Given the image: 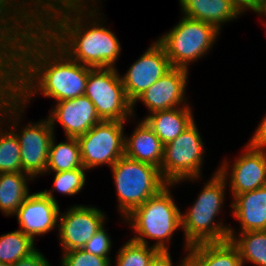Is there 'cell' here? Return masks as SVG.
Segmentation results:
<instances>
[{"label": "cell", "mask_w": 266, "mask_h": 266, "mask_svg": "<svg viewBox=\"0 0 266 266\" xmlns=\"http://www.w3.org/2000/svg\"><path fill=\"white\" fill-rule=\"evenodd\" d=\"M185 17L215 26L219 31L223 23L239 17V10L231 0H179Z\"/></svg>", "instance_id": "obj_18"}, {"label": "cell", "mask_w": 266, "mask_h": 266, "mask_svg": "<svg viewBox=\"0 0 266 266\" xmlns=\"http://www.w3.org/2000/svg\"><path fill=\"white\" fill-rule=\"evenodd\" d=\"M159 252L152 245L128 240L119 249L116 256V266H149L152 258Z\"/></svg>", "instance_id": "obj_26"}, {"label": "cell", "mask_w": 266, "mask_h": 266, "mask_svg": "<svg viewBox=\"0 0 266 266\" xmlns=\"http://www.w3.org/2000/svg\"><path fill=\"white\" fill-rule=\"evenodd\" d=\"M255 13L259 16L266 17V0H261L260 5Z\"/></svg>", "instance_id": "obj_35"}, {"label": "cell", "mask_w": 266, "mask_h": 266, "mask_svg": "<svg viewBox=\"0 0 266 266\" xmlns=\"http://www.w3.org/2000/svg\"><path fill=\"white\" fill-rule=\"evenodd\" d=\"M0 5L20 9L72 60L91 68L116 67L121 44L98 19L103 14L97 1L0 0Z\"/></svg>", "instance_id": "obj_2"}, {"label": "cell", "mask_w": 266, "mask_h": 266, "mask_svg": "<svg viewBox=\"0 0 266 266\" xmlns=\"http://www.w3.org/2000/svg\"><path fill=\"white\" fill-rule=\"evenodd\" d=\"M227 162L222 161L217 171L229 180L232 197L266 185V151L255 149L247 143L243 154L233 162L231 170Z\"/></svg>", "instance_id": "obj_12"}, {"label": "cell", "mask_w": 266, "mask_h": 266, "mask_svg": "<svg viewBox=\"0 0 266 266\" xmlns=\"http://www.w3.org/2000/svg\"><path fill=\"white\" fill-rule=\"evenodd\" d=\"M213 174L190 210L181 213V229L184 230L186 252L190 246L198 243L228 240L230 227L215 219L224 205L228 180L218 171Z\"/></svg>", "instance_id": "obj_3"}, {"label": "cell", "mask_w": 266, "mask_h": 266, "mask_svg": "<svg viewBox=\"0 0 266 266\" xmlns=\"http://www.w3.org/2000/svg\"><path fill=\"white\" fill-rule=\"evenodd\" d=\"M235 233L230 227L228 239L237 247L242 265L249 262L256 266H266V230L241 232L238 236Z\"/></svg>", "instance_id": "obj_22"}, {"label": "cell", "mask_w": 266, "mask_h": 266, "mask_svg": "<svg viewBox=\"0 0 266 266\" xmlns=\"http://www.w3.org/2000/svg\"><path fill=\"white\" fill-rule=\"evenodd\" d=\"M102 121L127 122L134 118L132 102L127 98L120 74L114 67L92 68L85 93Z\"/></svg>", "instance_id": "obj_8"}, {"label": "cell", "mask_w": 266, "mask_h": 266, "mask_svg": "<svg viewBox=\"0 0 266 266\" xmlns=\"http://www.w3.org/2000/svg\"><path fill=\"white\" fill-rule=\"evenodd\" d=\"M204 142L195 121L176 139L164 146L160 173L170 184L199 179L205 152Z\"/></svg>", "instance_id": "obj_7"}, {"label": "cell", "mask_w": 266, "mask_h": 266, "mask_svg": "<svg viewBox=\"0 0 266 266\" xmlns=\"http://www.w3.org/2000/svg\"><path fill=\"white\" fill-rule=\"evenodd\" d=\"M124 123L102 121L77 138L83 167L89 171L107 164L111 168L124 155Z\"/></svg>", "instance_id": "obj_9"}, {"label": "cell", "mask_w": 266, "mask_h": 266, "mask_svg": "<svg viewBox=\"0 0 266 266\" xmlns=\"http://www.w3.org/2000/svg\"><path fill=\"white\" fill-rule=\"evenodd\" d=\"M110 170L117 192L118 210L123 219L168 184L159 168L125 155Z\"/></svg>", "instance_id": "obj_5"}, {"label": "cell", "mask_w": 266, "mask_h": 266, "mask_svg": "<svg viewBox=\"0 0 266 266\" xmlns=\"http://www.w3.org/2000/svg\"><path fill=\"white\" fill-rule=\"evenodd\" d=\"M219 33L211 24L183 16L157 41L164 47L172 67L188 70L190 62H196L212 49Z\"/></svg>", "instance_id": "obj_6"}, {"label": "cell", "mask_w": 266, "mask_h": 266, "mask_svg": "<svg viewBox=\"0 0 266 266\" xmlns=\"http://www.w3.org/2000/svg\"><path fill=\"white\" fill-rule=\"evenodd\" d=\"M34 178L25 172L0 173V211L15 215L30 195L28 181Z\"/></svg>", "instance_id": "obj_21"}, {"label": "cell", "mask_w": 266, "mask_h": 266, "mask_svg": "<svg viewBox=\"0 0 266 266\" xmlns=\"http://www.w3.org/2000/svg\"><path fill=\"white\" fill-rule=\"evenodd\" d=\"M181 264L180 266H198L189 256H188V252L186 253V257L184 256V258L182 260H180Z\"/></svg>", "instance_id": "obj_34"}, {"label": "cell", "mask_w": 266, "mask_h": 266, "mask_svg": "<svg viewBox=\"0 0 266 266\" xmlns=\"http://www.w3.org/2000/svg\"><path fill=\"white\" fill-rule=\"evenodd\" d=\"M248 144L255 149L266 151V115L257 127L252 138L249 139Z\"/></svg>", "instance_id": "obj_30"}, {"label": "cell", "mask_w": 266, "mask_h": 266, "mask_svg": "<svg viewBox=\"0 0 266 266\" xmlns=\"http://www.w3.org/2000/svg\"><path fill=\"white\" fill-rule=\"evenodd\" d=\"M188 256L198 266H243L237 247L229 239L192 245Z\"/></svg>", "instance_id": "obj_20"}, {"label": "cell", "mask_w": 266, "mask_h": 266, "mask_svg": "<svg viewBox=\"0 0 266 266\" xmlns=\"http://www.w3.org/2000/svg\"><path fill=\"white\" fill-rule=\"evenodd\" d=\"M2 123V124H1ZM0 122V173L22 172L20 144L15 133ZM3 131V132H2Z\"/></svg>", "instance_id": "obj_25"}, {"label": "cell", "mask_w": 266, "mask_h": 266, "mask_svg": "<svg viewBox=\"0 0 266 266\" xmlns=\"http://www.w3.org/2000/svg\"><path fill=\"white\" fill-rule=\"evenodd\" d=\"M173 185L168 183L124 218L125 223L135 231L132 240L145 245H149L148 239L155 240L156 243L152 245L154 248L159 251L170 250L167 242L181 228V211L170 192V186Z\"/></svg>", "instance_id": "obj_4"}, {"label": "cell", "mask_w": 266, "mask_h": 266, "mask_svg": "<svg viewBox=\"0 0 266 266\" xmlns=\"http://www.w3.org/2000/svg\"><path fill=\"white\" fill-rule=\"evenodd\" d=\"M112 248V241L104 225L92 236V238L85 244L84 250L93 255L103 258H110L109 252Z\"/></svg>", "instance_id": "obj_29"}, {"label": "cell", "mask_w": 266, "mask_h": 266, "mask_svg": "<svg viewBox=\"0 0 266 266\" xmlns=\"http://www.w3.org/2000/svg\"><path fill=\"white\" fill-rule=\"evenodd\" d=\"M55 136L51 140L46 173L69 171L83 167L80 145L77 138L67 137V141L56 144Z\"/></svg>", "instance_id": "obj_23"}, {"label": "cell", "mask_w": 266, "mask_h": 266, "mask_svg": "<svg viewBox=\"0 0 266 266\" xmlns=\"http://www.w3.org/2000/svg\"><path fill=\"white\" fill-rule=\"evenodd\" d=\"M34 244V240L19 229L0 235V263L12 266L33 253L37 249Z\"/></svg>", "instance_id": "obj_24"}, {"label": "cell", "mask_w": 266, "mask_h": 266, "mask_svg": "<svg viewBox=\"0 0 266 266\" xmlns=\"http://www.w3.org/2000/svg\"><path fill=\"white\" fill-rule=\"evenodd\" d=\"M91 69L69 58L20 9L0 5V82L25 107L37 93L57 102L84 95Z\"/></svg>", "instance_id": "obj_1"}, {"label": "cell", "mask_w": 266, "mask_h": 266, "mask_svg": "<svg viewBox=\"0 0 266 266\" xmlns=\"http://www.w3.org/2000/svg\"><path fill=\"white\" fill-rule=\"evenodd\" d=\"M85 170L87 171L85 167H81L69 171L55 172L53 180L54 189H45L42 192L54 202H57L53 195L54 190H57V192L61 194L70 196L78 194L85 185Z\"/></svg>", "instance_id": "obj_27"}, {"label": "cell", "mask_w": 266, "mask_h": 266, "mask_svg": "<svg viewBox=\"0 0 266 266\" xmlns=\"http://www.w3.org/2000/svg\"><path fill=\"white\" fill-rule=\"evenodd\" d=\"M179 263L178 266H180ZM149 266H174L169 251H159L151 260Z\"/></svg>", "instance_id": "obj_32"}, {"label": "cell", "mask_w": 266, "mask_h": 266, "mask_svg": "<svg viewBox=\"0 0 266 266\" xmlns=\"http://www.w3.org/2000/svg\"><path fill=\"white\" fill-rule=\"evenodd\" d=\"M188 74L186 69L172 67L134 100L132 112H134V107L138 101H141L148 108L149 114L156 111L188 106L185 95Z\"/></svg>", "instance_id": "obj_13"}, {"label": "cell", "mask_w": 266, "mask_h": 266, "mask_svg": "<svg viewBox=\"0 0 266 266\" xmlns=\"http://www.w3.org/2000/svg\"><path fill=\"white\" fill-rule=\"evenodd\" d=\"M165 146L176 139L194 121L191 107L156 111L143 119Z\"/></svg>", "instance_id": "obj_19"}, {"label": "cell", "mask_w": 266, "mask_h": 266, "mask_svg": "<svg viewBox=\"0 0 266 266\" xmlns=\"http://www.w3.org/2000/svg\"><path fill=\"white\" fill-rule=\"evenodd\" d=\"M12 266H51V264L46 257L39 252V249H36L29 256L21 258Z\"/></svg>", "instance_id": "obj_31"}, {"label": "cell", "mask_w": 266, "mask_h": 266, "mask_svg": "<svg viewBox=\"0 0 266 266\" xmlns=\"http://www.w3.org/2000/svg\"><path fill=\"white\" fill-rule=\"evenodd\" d=\"M231 2L243 14L248 9L256 12L261 0H231Z\"/></svg>", "instance_id": "obj_33"}, {"label": "cell", "mask_w": 266, "mask_h": 266, "mask_svg": "<svg viewBox=\"0 0 266 266\" xmlns=\"http://www.w3.org/2000/svg\"><path fill=\"white\" fill-rule=\"evenodd\" d=\"M137 125L129 137L125 135L124 155L160 169L164 157V145L144 120Z\"/></svg>", "instance_id": "obj_17"}, {"label": "cell", "mask_w": 266, "mask_h": 266, "mask_svg": "<svg viewBox=\"0 0 266 266\" xmlns=\"http://www.w3.org/2000/svg\"><path fill=\"white\" fill-rule=\"evenodd\" d=\"M232 214L240 223V232L266 230V185L233 197Z\"/></svg>", "instance_id": "obj_16"}, {"label": "cell", "mask_w": 266, "mask_h": 266, "mask_svg": "<svg viewBox=\"0 0 266 266\" xmlns=\"http://www.w3.org/2000/svg\"><path fill=\"white\" fill-rule=\"evenodd\" d=\"M59 210L58 202L42 191L31 193L15 214L19 230L35 241L36 236L45 235L58 227Z\"/></svg>", "instance_id": "obj_15"}, {"label": "cell", "mask_w": 266, "mask_h": 266, "mask_svg": "<svg viewBox=\"0 0 266 266\" xmlns=\"http://www.w3.org/2000/svg\"><path fill=\"white\" fill-rule=\"evenodd\" d=\"M172 68L164 47L154 41L152 45L120 77L127 98L133 103L145 90Z\"/></svg>", "instance_id": "obj_11"}, {"label": "cell", "mask_w": 266, "mask_h": 266, "mask_svg": "<svg viewBox=\"0 0 266 266\" xmlns=\"http://www.w3.org/2000/svg\"><path fill=\"white\" fill-rule=\"evenodd\" d=\"M110 259L76 249L63 252L61 266H112Z\"/></svg>", "instance_id": "obj_28"}, {"label": "cell", "mask_w": 266, "mask_h": 266, "mask_svg": "<svg viewBox=\"0 0 266 266\" xmlns=\"http://www.w3.org/2000/svg\"><path fill=\"white\" fill-rule=\"evenodd\" d=\"M49 117L53 130L59 122L67 137L78 138L88 132L94 125L102 122L92 101L86 96L56 102Z\"/></svg>", "instance_id": "obj_14"}, {"label": "cell", "mask_w": 266, "mask_h": 266, "mask_svg": "<svg viewBox=\"0 0 266 266\" xmlns=\"http://www.w3.org/2000/svg\"><path fill=\"white\" fill-rule=\"evenodd\" d=\"M105 221V213L93 206L73 205L67 212L59 213L57 228L63 252L83 249Z\"/></svg>", "instance_id": "obj_10"}]
</instances>
